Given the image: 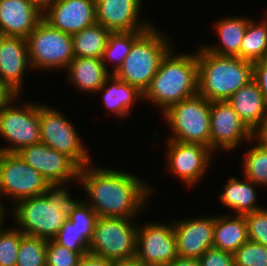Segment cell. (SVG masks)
Wrapping results in <instances>:
<instances>
[{
    "label": "cell",
    "instance_id": "cell-1",
    "mask_svg": "<svg viewBox=\"0 0 267 266\" xmlns=\"http://www.w3.org/2000/svg\"><path fill=\"white\" fill-rule=\"evenodd\" d=\"M80 167L78 182L97 217L134 218L153 191L140 177L108 168Z\"/></svg>",
    "mask_w": 267,
    "mask_h": 266
},
{
    "label": "cell",
    "instance_id": "cell-2",
    "mask_svg": "<svg viewBox=\"0 0 267 266\" xmlns=\"http://www.w3.org/2000/svg\"><path fill=\"white\" fill-rule=\"evenodd\" d=\"M63 185L49 184L43 195L22 199L14 205L12 214L23 234L46 240L56 237L81 202L70 198V193Z\"/></svg>",
    "mask_w": 267,
    "mask_h": 266
},
{
    "label": "cell",
    "instance_id": "cell-3",
    "mask_svg": "<svg viewBox=\"0 0 267 266\" xmlns=\"http://www.w3.org/2000/svg\"><path fill=\"white\" fill-rule=\"evenodd\" d=\"M172 51L170 49L162 58L158 71L143 93L144 99L162 107L163 112L198 93L197 53L173 56Z\"/></svg>",
    "mask_w": 267,
    "mask_h": 266
},
{
    "label": "cell",
    "instance_id": "cell-4",
    "mask_svg": "<svg viewBox=\"0 0 267 266\" xmlns=\"http://www.w3.org/2000/svg\"><path fill=\"white\" fill-rule=\"evenodd\" d=\"M197 62L198 93L210 102L227 101L253 80V63L238 56L218 55L201 46Z\"/></svg>",
    "mask_w": 267,
    "mask_h": 266
},
{
    "label": "cell",
    "instance_id": "cell-5",
    "mask_svg": "<svg viewBox=\"0 0 267 266\" xmlns=\"http://www.w3.org/2000/svg\"><path fill=\"white\" fill-rule=\"evenodd\" d=\"M170 48L166 35L150 26L133 42L130 53L113 75L144 93Z\"/></svg>",
    "mask_w": 267,
    "mask_h": 266
},
{
    "label": "cell",
    "instance_id": "cell-6",
    "mask_svg": "<svg viewBox=\"0 0 267 266\" xmlns=\"http://www.w3.org/2000/svg\"><path fill=\"white\" fill-rule=\"evenodd\" d=\"M132 219L97 217L88 253L112 262L134 260L138 227Z\"/></svg>",
    "mask_w": 267,
    "mask_h": 266
},
{
    "label": "cell",
    "instance_id": "cell-7",
    "mask_svg": "<svg viewBox=\"0 0 267 266\" xmlns=\"http://www.w3.org/2000/svg\"><path fill=\"white\" fill-rule=\"evenodd\" d=\"M162 113L172 129L171 140L210 148V101L204 96L197 93Z\"/></svg>",
    "mask_w": 267,
    "mask_h": 266
},
{
    "label": "cell",
    "instance_id": "cell-8",
    "mask_svg": "<svg viewBox=\"0 0 267 266\" xmlns=\"http://www.w3.org/2000/svg\"><path fill=\"white\" fill-rule=\"evenodd\" d=\"M30 66L38 70L67 68L74 58L71 35L42 19L26 38Z\"/></svg>",
    "mask_w": 267,
    "mask_h": 266
},
{
    "label": "cell",
    "instance_id": "cell-9",
    "mask_svg": "<svg viewBox=\"0 0 267 266\" xmlns=\"http://www.w3.org/2000/svg\"><path fill=\"white\" fill-rule=\"evenodd\" d=\"M15 97L0 106V135L11 144L0 152L17 153L40 142L39 103L26 102L21 108L12 104Z\"/></svg>",
    "mask_w": 267,
    "mask_h": 266
},
{
    "label": "cell",
    "instance_id": "cell-10",
    "mask_svg": "<svg viewBox=\"0 0 267 266\" xmlns=\"http://www.w3.org/2000/svg\"><path fill=\"white\" fill-rule=\"evenodd\" d=\"M48 185L49 182L17 153L0 152V196H9L17 203L43 195ZM0 209L5 211L2 202Z\"/></svg>",
    "mask_w": 267,
    "mask_h": 266
},
{
    "label": "cell",
    "instance_id": "cell-11",
    "mask_svg": "<svg viewBox=\"0 0 267 266\" xmlns=\"http://www.w3.org/2000/svg\"><path fill=\"white\" fill-rule=\"evenodd\" d=\"M40 142L50 148L67 154L80 167L92 164L87 149L76 132L74 125L61 112L39 105Z\"/></svg>",
    "mask_w": 267,
    "mask_h": 266
},
{
    "label": "cell",
    "instance_id": "cell-12",
    "mask_svg": "<svg viewBox=\"0 0 267 266\" xmlns=\"http://www.w3.org/2000/svg\"><path fill=\"white\" fill-rule=\"evenodd\" d=\"M178 256L173 224H144L137 228L135 260L143 266H167Z\"/></svg>",
    "mask_w": 267,
    "mask_h": 266
},
{
    "label": "cell",
    "instance_id": "cell-13",
    "mask_svg": "<svg viewBox=\"0 0 267 266\" xmlns=\"http://www.w3.org/2000/svg\"><path fill=\"white\" fill-rule=\"evenodd\" d=\"M17 154L36 169L49 184L78 181L80 166L67 154L58 152L42 142L23 147Z\"/></svg>",
    "mask_w": 267,
    "mask_h": 266
},
{
    "label": "cell",
    "instance_id": "cell-14",
    "mask_svg": "<svg viewBox=\"0 0 267 266\" xmlns=\"http://www.w3.org/2000/svg\"><path fill=\"white\" fill-rule=\"evenodd\" d=\"M255 140L254 133L243 122L228 101L210 102V149L233 150L246 140Z\"/></svg>",
    "mask_w": 267,
    "mask_h": 266
},
{
    "label": "cell",
    "instance_id": "cell-15",
    "mask_svg": "<svg viewBox=\"0 0 267 266\" xmlns=\"http://www.w3.org/2000/svg\"><path fill=\"white\" fill-rule=\"evenodd\" d=\"M168 140V169L191 188L201 180L204 173L206 174L213 151L200 143Z\"/></svg>",
    "mask_w": 267,
    "mask_h": 266
},
{
    "label": "cell",
    "instance_id": "cell-16",
    "mask_svg": "<svg viewBox=\"0 0 267 266\" xmlns=\"http://www.w3.org/2000/svg\"><path fill=\"white\" fill-rule=\"evenodd\" d=\"M43 19L73 35L96 23V4L94 0H55L43 12Z\"/></svg>",
    "mask_w": 267,
    "mask_h": 266
},
{
    "label": "cell",
    "instance_id": "cell-17",
    "mask_svg": "<svg viewBox=\"0 0 267 266\" xmlns=\"http://www.w3.org/2000/svg\"><path fill=\"white\" fill-rule=\"evenodd\" d=\"M215 217H197L173 222L177 254L180 257L199 259L213 248Z\"/></svg>",
    "mask_w": 267,
    "mask_h": 266
},
{
    "label": "cell",
    "instance_id": "cell-18",
    "mask_svg": "<svg viewBox=\"0 0 267 266\" xmlns=\"http://www.w3.org/2000/svg\"><path fill=\"white\" fill-rule=\"evenodd\" d=\"M96 23L111 32L145 31L151 24L138 21L141 0L95 1Z\"/></svg>",
    "mask_w": 267,
    "mask_h": 266
},
{
    "label": "cell",
    "instance_id": "cell-19",
    "mask_svg": "<svg viewBox=\"0 0 267 266\" xmlns=\"http://www.w3.org/2000/svg\"><path fill=\"white\" fill-rule=\"evenodd\" d=\"M28 65L30 67L27 40L3 36L0 41V80L14 95L20 96Z\"/></svg>",
    "mask_w": 267,
    "mask_h": 266
},
{
    "label": "cell",
    "instance_id": "cell-20",
    "mask_svg": "<svg viewBox=\"0 0 267 266\" xmlns=\"http://www.w3.org/2000/svg\"><path fill=\"white\" fill-rule=\"evenodd\" d=\"M43 19V12L29 0H0V32L27 38Z\"/></svg>",
    "mask_w": 267,
    "mask_h": 266
},
{
    "label": "cell",
    "instance_id": "cell-21",
    "mask_svg": "<svg viewBox=\"0 0 267 266\" xmlns=\"http://www.w3.org/2000/svg\"><path fill=\"white\" fill-rule=\"evenodd\" d=\"M227 101L253 133L267 120V101L254 80L240 87Z\"/></svg>",
    "mask_w": 267,
    "mask_h": 266
},
{
    "label": "cell",
    "instance_id": "cell-22",
    "mask_svg": "<svg viewBox=\"0 0 267 266\" xmlns=\"http://www.w3.org/2000/svg\"><path fill=\"white\" fill-rule=\"evenodd\" d=\"M67 79L81 91L97 93L112 75L102 59L97 57H74L67 67Z\"/></svg>",
    "mask_w": 267,
    "mask_h": 266
},
{
    "label": "cell",
    "instance_id": "cell-23",
    "mask_svg": "<svg viewBox=\"0 0 267 266\" xmlns=\"http://www.w3.org/2000/svg\"><path fill=\"white\" fill-rule=\"evenodd\" d=\"M247 241V222L244 215L215 217L213 248L234 254Z\"/></svg>",
    "mask_w": 267,
    "mask_h": 266
},
{
    "label": "cell",
    "instance_id": "cell-24",
    "mask_svg": "<svg viewBox=\"0 0 267 266\" xmlns=\"http://www.w3.org/2000/svg\"><path fill=\"white\" fill-rule=\"evenodd\" d=\"M100 91L104 92V107L119 118L128 116L134 102L143 98V93L137 87L119 80L113 74L97 92Z\"/></svg>",
    "mask_w": 267,
    "mask_h": 266
},
{
    "label": "cell",
    "instance_id": "cell-25",
    "mask_svg": "<svg viewBox=\"0 0 267 266\" xmlns=\"http://www.w3.org/2000/svg\"><path fill=\"white\" fill-rule=\"evenodd\" d=\"M245 181L231 177L224 186V191L219 195L221 203L233 209L236 215H245L262 209L256 206V186L254 182L244 177Z\"/></svg>",
    "mask_w": 267,
    "mask_h": 266
},
{
    "label": "cell",
    "instance_id": "cell-26",
    "mask_svg": "<svg viewBox=\"0 0 267 266\" xmlns=\"http://www.w3.org/2000/svg\"><path fill=\"white\" fill-rule=\"evenodd\" d=\"M249 19L243 17H228L221 19L215 24L216 33L220 40L218 46L203 47L212 53L218 55L238 56L240 57V48L243 36L248 26ZM222 45V46H221Z\"/></svg>",
    "mask_w": 267,
    "mask_h": 266
},
{
    "label": "cell",
    "instance_id": "cell-27",
    "mask_svg": "<svg viewBox=\"0 0 267 266\" xmlns=\"http://www.w3.org/2000/svg\"><path fill=\"white\" fill-rule=\"evenodd\" d=\"M111 31L95 23L71 35L74 57L102 58Z\"/></svg>",
    "mask_w": 267,
    "mask_h": 266
},
{
    "label": "cell",
    "instance_id": "cell-28",
    "mask_svg": "<svg viewBox=\"0 0 267 266\" xmlns=\"http://www.w3.org/2000/svg\"><path fill=\"white\" fill-rule=\"evenodd\" d=\"M261 23L249 20L240 48V58L255 63L267 57V18Z\"/></svg>",
    "mask_w": 267,
    "mask_h": 266
},
{
    "label": "cell",
    "instance_id": "cell-29",
    "mask_svg": "<svg viewBox=\"0 0 267 266\" xmlns=\"http://www.w3.org/2000/svg\"><path fill=\"white\" fill-rule=\"evenodd\" d=\"M144 31H131V32H111L108 38L107 45L104 49L102 61L108 70L105 60L114 62V70L112 74L118 70L123 64L126 56L130 53V49L133 42L143 33ZM116 61V62H115Z\"/></svg>",
    "mask_w": 267,
    "mask_h": 266
},
{
    "label": "cell",
    "instance_id": "cell-30",
    "mask_svg": "<svg viewBox=\"0 0 267 266\" xmlns=\"http://www.w3.org/2000/svg\"><path fill=\"white\" fill-rule=\"evenodd\" d=\"M256 144L244 156L243 170L247 179L258 185H267V147L256 139ZM258 143V144H257Z\"/></svg>",
    "mask_w": 267,
    "mask_h": 266
},
{
    "label": "cell",
    "instance_id": "cell-31",
    "mask_svg": "<svg viewBox=\"0 0 267 266\" xmlns=\"http://www.w3.org/2000/svg\"><path fill=\"white\" fill-rule=\"evenodd\" d=\"M48 240L23 235L19 244L16 266H46V247Z\"/></svg>",
    "mask_w": 267,
    "mask_h": 266
},
{
    "label": "cell",
    "instance_id": "cell-32",
    "mask_svg": "<svg viewBox=\"0 0 267 266\" xmlns=\"http://www.w3.org/2000/svg\"><path fill=\"white\" fill-rule=\"evenodd\" d=\"M0 221V266H16L19 244L24 235L18 228L4 230Z\"/></svg>",
    "mask_w": 267,
    "mask_h": 266
},
{
    "label": "cell",
    "instance_id": "cell-33",
    "mask_svg": "<svg viewBox=\"0 0 267 266\" xmlns=\"http://www.w3.org/2000/svg\"><path fill=\"white\" fill-rule=\"evenodd\" d=\"M96 219L97 215L95 211L87 202L81 200L67 220L81 233V236L90 243Z\"/></svg>",
    "mask_w": 267,
    "mask_h": 266
},
{
    "label": "cell",
    "instance_id": "cell-34",
    "mask_svg": "<svg viewBox=\"0 0 267 266\" xmlns=\"http://www.w3.org/2000/svg\"><path fill=\"white\" fill-rule=\"evenodd\" d=\"M233 260L234 266H267V247L248 240L233 254Z\"/></svg>",
    "mask_w": 267,
    "mask_h": 266
},
{
    "label": "cell",
    "instance_id": "cell-35",
    "mask_svg": "<svg viewBox=\"0 0 267 266\" xmlns=\"http://www.w3.org/2000/svg\"><path fill=\"white\" fill-rule=\"evenodd\" d=\"M86 253H77L58 244L54 239L48 240L46 247V266H78Z\"/></svg>",
    "mask_w": 267,
    "mask_h": 266
},
{
    "label": "cell",
    "instance_id": "cell-36",
    "mask_svg": "<svg viewBox=\"0 0 267 266\" xmlns=\"http://www.w3.org/2000/svg\"><path fill=\"white\" fill-rule=\"evenodd\" d=\"M248 240L267 247V209L245 214Z\"/></svg>",
    "mask_w": 267,
    "mask_h": 266
},
{
    "label": "cell",
    "instance_id": "cell-37",
    "mask_svg": "<svg viewBox=\"0 0 267 266\" xmlns=\"http://www.w3.org/2000/svg\"><path fill=\"white\" fill-rule=\"evenodd\" d=\"M54 240L74 252L88 253L89 243L68 220L61 226Z\"/></svg>",
    "mask_w": 267,
    "mask_h": 266
},
{
    "label": "cell",
    "instance_id": "cell-38",
    "mask_svg": "<svg viewBox=\"0 0 267 266\" xmlns=\"http://www.w3.org/2000/svg\"><path fill=\"white\" fill-rule=\"evenodd\" d=\"M201 266H234L233 254L220 249H207L199 258Z\"/></svg>",
    "mask_w": 267,
    "mask_h": 266
},
{
    "label": "cell",
    "instance_id": "cell-39",
    "mask_svg": "<svg viewBox=\"0 0 267 266\" xmlns=\"http://www.w3.org/2000/svg\"><path fill=\"white\" fill-rule=\"evenodd\" d=\"M253 80L267 101V57L253 63Z\"/></svg>",
    "mask_w": 267,
    "mask_h": 266
},
{
    "label": "cell",
    "instance_id": "cell-40",
    "mask_svg": "<svg viewBox=\"0 0 267 266\" xmlns=\"http://www.w3.org/2000/svg\"><path fill=\"white\" fill-rule=\"evenodd\" d=\"M114 262L104 257L86 253L80 260L78 266H113Z\"/></svg>",
    "mask_w": 267,
    "mask_h": 266
},
{
    "label": "cell",
    "instance_id": "cell-41",
    "mask_svg": "<svg viewBox=\"0 0 267 266\" xmlns=\"http://www.w3.org/2000/svg\"><path fill=\"white\" fill-rule=\"evenodd\" d=\"M167 266H201L199 259L177 256Z\"/></svg>",
    "mask_w": 267,
    "mask_h": 266
},
{
    "label": "cell",
    "instance_id": "cell-42",
    "mask_svg": "<svg viewBox=\"0 0 267 266\" xmlns=\"http://www.w3.org/2000/svg\"><path fill=\"white\" fill-rule=\"evenodd\" d=\"M14 96L11 90L0 80V106L7 103Z\"/></svg>",
    "mask_w": 267,
    "mask_h": 266
},
{
    "label": "cell",
    "instance_id": "cell-43",
    "mask_svg": "<svg viewBox=\"0 0 267 266\" xmlns=\"http://www.w3.org/2000/svg\"><path fill=\"white\" fill-rule=\"evenodd\" d=\"M255 139L261 142L264 146L267 147V120L263 125L254 133Z\"/></svg>",
    "mask_w": 267,
    "mask_h": 266
},
{
    "label": "cell",
    "instance_id": "cell-44",
    "mask_svg": "<svg viewBox=\"0 0 267 266\" xmlns=\"http://www.w3.org/2000/svg\"><path fill=\"white\" fill-rule=\"evenodd\" d=\"M32 4L37 6L44 12L55 0H29Z\"/></svg>",
    "mask_w": 267,
    "mask_h": 266
},
{
    "label": "cell",
    "instance_id": "cell-45",
    "mask_svg": "<svg viewBox=\"0 0 267 266\" xmlns=\"http://www.w3.org/2000/svg\"><path fill=\"white\" fill-rule=\"evenodd\" d=\"M113 266H143L140 262L134 260L114 262Z\"/></svg>",
    "mask_w": 267,
    "mask_h": 266
},
{
    "label": "cell",
    "instance_id": "cell-46",
    "mask_svg": "<svg viewBox=\"0 0 267 266\" xmlns=\"http://www.w3.org/2000/svg\"><path fill=\"white\" fill-rule=\"evenodd\" d=\"M4 215L6 216L5 212L0 209V221L5 218Z\"/></svg>",
    "mask_w": 267,
    "mask_h": 266
},
{
    "label": "cell",
    "instance_id": "cell-47",
    "mask_svg": "<svg viewBox=\"0 0 267 266\" xmlns=\"http://www.w3.org/2000/svg\"><path fill=\"white\" fill-rule=\"evenodd\" d=\"M3 36H4V35L0 32V41H1V39H2Z\"/></svg>",
    "mask_w": 267,
    "mask_h": 266
}]
</instances>
